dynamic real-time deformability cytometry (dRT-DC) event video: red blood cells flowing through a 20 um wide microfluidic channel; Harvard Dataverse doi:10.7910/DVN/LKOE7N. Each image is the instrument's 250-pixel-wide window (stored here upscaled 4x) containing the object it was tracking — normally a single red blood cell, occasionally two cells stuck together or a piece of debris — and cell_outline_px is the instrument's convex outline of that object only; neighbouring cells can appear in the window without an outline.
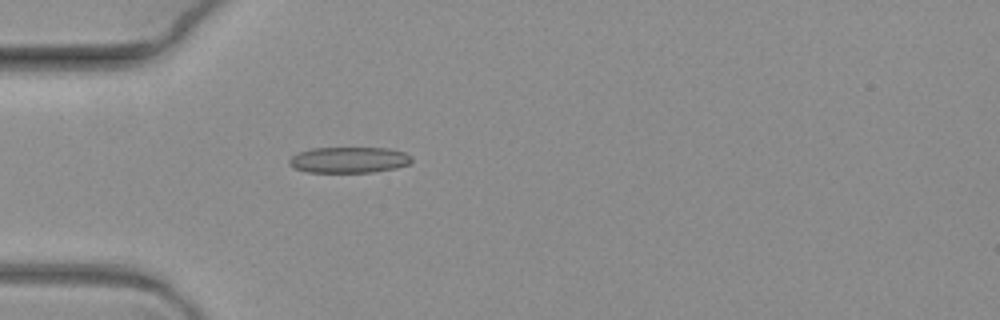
{"species": "common noctule bat (a hibernating species)", "species_latin": "Nyctalus noctula", "temperature_condition": "warm", "stored_images_in_passage": 7, "camera_frame_rate_fps": 3000, "um_per_image_px": 0.085, "animal": {"sex": "female", "body_mass_g": 19.3, "forearm_length_mm": 54.1}, "frame": {"image": 1, "passage_image": 2, "time_ms": 0.333, "image_size_px": [1000, 320], "cell_outline_px": [[412, 160], [408, 164], [396, 168], [372, 172], [308, 172], [296, 168], [288, 164], [288, 160], [292, 156], [300, 152], [312, 148], [388, 148], [404, 152], [412, 156]], "centroid_in_image_um": [29.67, 13.59], "position_along_channel_um": 55.3, "area_um2": 18.44}}
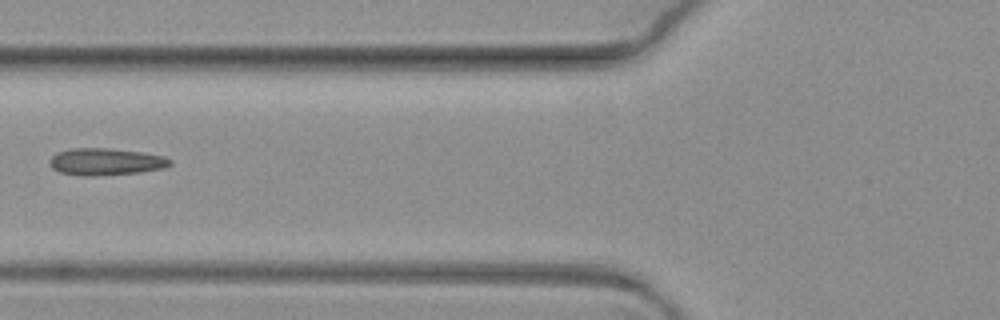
{"frame": {"image": 2, "passage_image": 4, "time_ms": 1.0, "image_size_px": [1000, 320], "cell_outline_px": [[172, 164], [164, 168], [140, 172], [96, 176], [84, 176], [60, 172], [52, 168], [52, 156], [56, 152], [72, 148], [108, 148], [140, 152], [164, 156], [172, 160]], "centroid_in_image_um": [9.02, 13.74], "position_along_channel_um": 116.8, "area_um2": 18.84}}
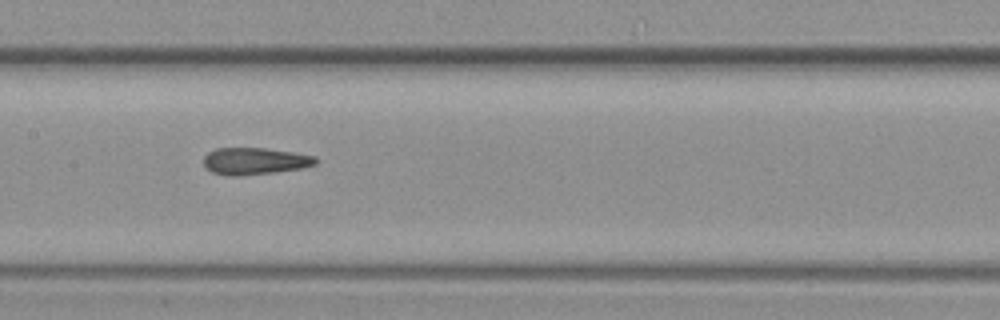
{"frame": {"image": 3, "passage_image": 6, "time_ms": 1.667, "image_size_px": [1000, 320], "cell_outline_px": [[316, 164], [300, 168], [272, 172], [236, 176], [232, 176], [212, 172], [204, 164], [204, 156], [208, 152], [216, 148], [264, 148], [292, 152], [316, 156]], "centroid_in_image_um": [21.64, 13.68], "position_along_channel_um": 185.8, "area_um2": 17.28}}